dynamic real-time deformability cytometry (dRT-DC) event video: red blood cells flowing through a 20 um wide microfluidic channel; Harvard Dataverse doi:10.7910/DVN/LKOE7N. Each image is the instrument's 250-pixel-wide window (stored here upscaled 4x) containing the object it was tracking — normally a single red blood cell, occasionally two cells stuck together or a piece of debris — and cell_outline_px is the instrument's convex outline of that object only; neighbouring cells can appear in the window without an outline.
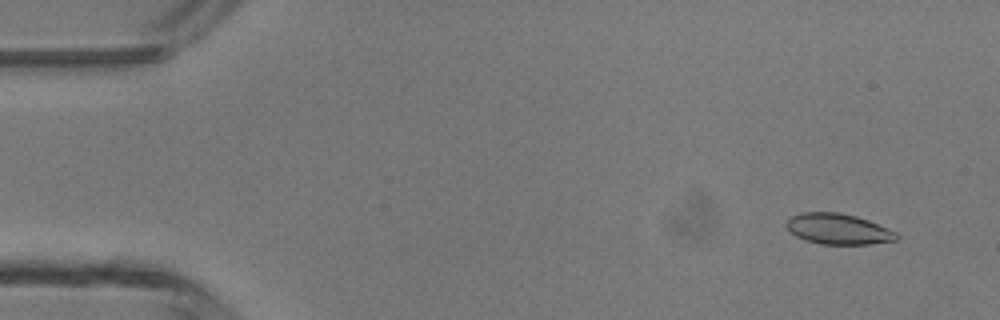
{"species": "common noctule bat (a hibernating species)", "species_latin": "Nyctalus noctula", "temperature_condition": "room temperature", "stored_images_in_passage": 48, "camera_frame_rate_fps": 3000, "um_per_image_px": 0.085, "animal": {"sex": "male", "body_mass_g": 13.3}, "frame": {"image": 1, "passage_image": 4, "time_ms": 1.0, "image_size_px": [1000, 320], "cell_outline_px": [[900, 236], [896, 240], [868, 244], [820, 244], [804, 240], [796, 236], [784, 224], [792, 216], [804, 212], [840, 212], [856, 216], [868, 220], [888, 228], [896, 232]], "centroid_in_image_um": [71.25, 19.46], "position_along_channel_um": 13.7, "area_um2": 19.65}}
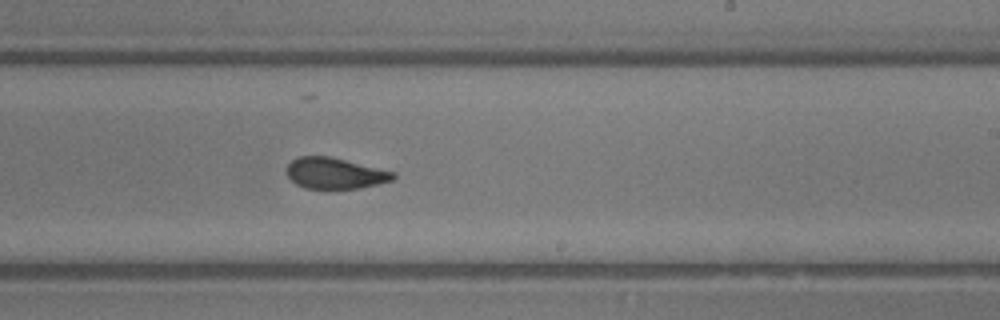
{"frame": {"image": 2, "passage_image": 29, "time_ms": 9.333, "image_size_px": [1000, 320], "cell_outline_px": [[396, 176], [392, 180], [360, 188], [304, 188], [296, 184], [288, 176], [288, 164], [292, 160], [300, 156], [328, 156], [396, 172]], "centroid_in_image_um": [28.48, 14.72], "position_along_channel_um": 260.5, "area_um2": 18.96}}
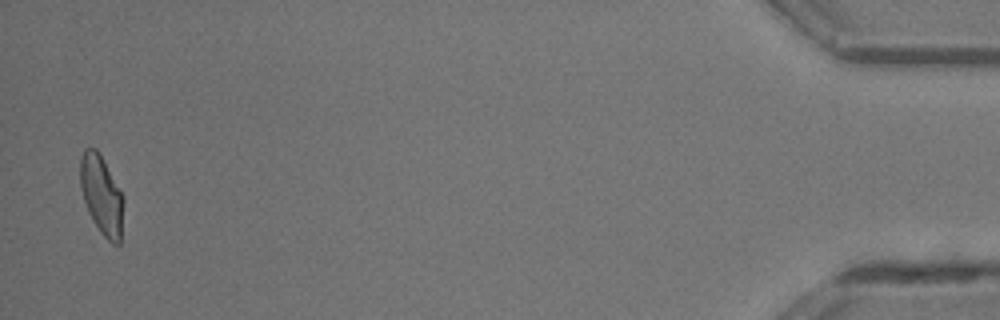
{"frame": {"image": 3, "passage_image": 47, "time_ms": 15.333, "image_size_px": [1000, 320], "cell_outline_px": [[124, 200], [120, 244], [112, 244], [100, 232], [88, 212], [84, 200], [80, 184], [80, 156], [84, 148], [96, 148], [100, 152], [124, 196]], "centroid_in_image_um": [8.64, 16.55], "position_along_channel_um": 426.6, "area_um2": 20.17}, "authors_computed_cell_mechanics": {"area_um2": 20.0855, "velocity_mm_per_s": 4.3553, "shape_relaxation_time_tau1_ms": 5.5695, "shape_relaxation_time_tau2_ms": 1.4797, "deformation_change_tau1": 0.1753, "deformation_change_tau2": 0.0554}}